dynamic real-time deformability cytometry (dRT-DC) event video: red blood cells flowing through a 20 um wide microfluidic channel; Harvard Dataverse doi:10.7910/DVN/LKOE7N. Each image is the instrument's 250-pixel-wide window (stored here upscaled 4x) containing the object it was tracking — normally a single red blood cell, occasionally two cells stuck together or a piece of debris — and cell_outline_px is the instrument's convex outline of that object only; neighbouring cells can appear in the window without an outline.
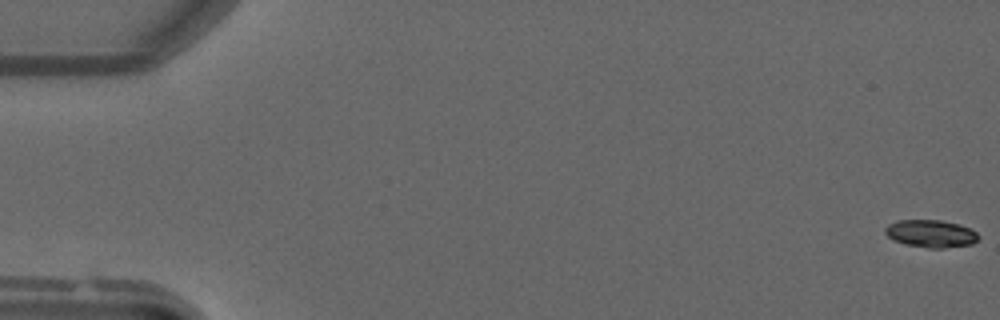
{"species": "common noctule bat (a hibernating species)", "species_latin": "Nyctalus noctula", "temperature_condition": "warm", "stored_images_in_passage": 9, "camera_frame_rate_fps": 3000, "um_per_image_px": 0.085, "animal": {"sex": "male", "forearm_length_mm": 52.5}, "frame": {"image": 1, "passage_image": 1, "time_ms": 0.0, "image_size_px": [1000, 320], "cell_outline_px": [[980, 236], [972, 244], [944, 248], [928, 248], [904, 244], [892, 240], [884, 232], [884, 228], [888, 224], [896, 220], [940, 220], [960, 224], [976, 232]], "centroid_in_image_um": [79.09, 19.85], "position_along_channel_um": 5.9, "area_um2": 15.09}}